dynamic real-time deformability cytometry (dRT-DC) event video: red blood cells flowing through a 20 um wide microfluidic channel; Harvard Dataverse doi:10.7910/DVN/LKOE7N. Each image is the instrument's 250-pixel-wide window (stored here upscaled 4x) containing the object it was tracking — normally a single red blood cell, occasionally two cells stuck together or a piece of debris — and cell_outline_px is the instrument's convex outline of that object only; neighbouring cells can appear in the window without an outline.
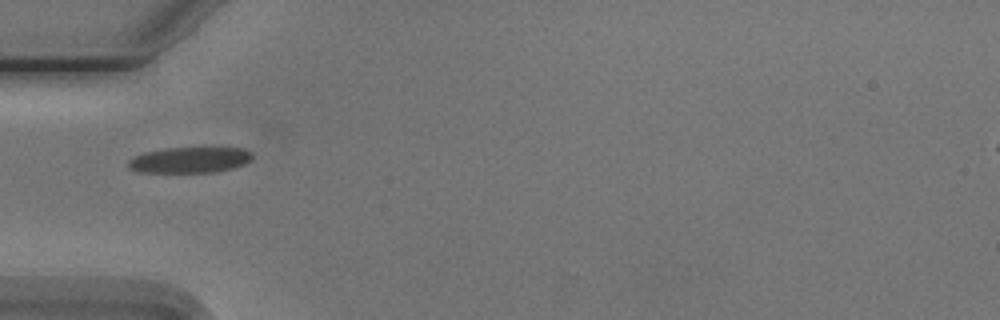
{"species": "Egyptian fruit bat (a non-hibernating species)", "species_latin": "Rousettus aegyptiacus", "temperature_condition": "cold", "stored_images_in_passage": 3, "camera_frame_rate_fps": 3000, "um_per_image_px": 0.085, "animal": {"sex": "male"}, "frame": {"image": 1, "passage_image": 1, "time_ms": 0.0, "image_size_px": [1000, 320], "cell_outline_px": [[252, 156], [244, 164], [232, 168], [216, 172], [136, 172], [128, 168], [128, 160], [144, 152], [168, 148], [244, 148], [252, 152]], "centroid_in_image_um": [16.1, 13.6], "position_along_channel_um": 68.9, "area_um2": 18.55}}
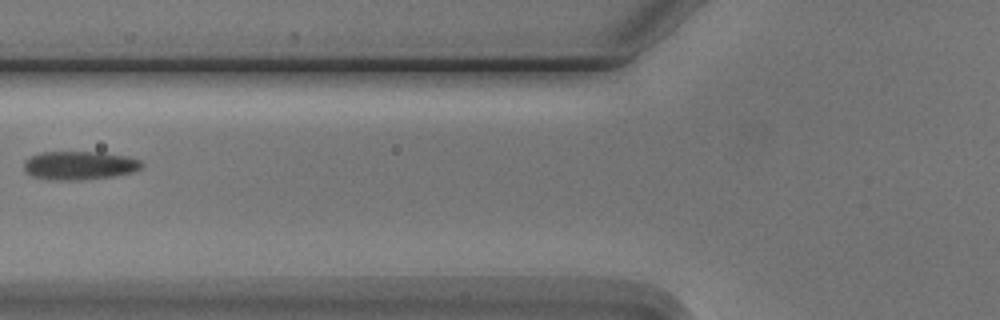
{"frame": {"image": 2, "passage_image": 2, "time_ms": 1.333, "image_size_px": [1000, 320], "cell_outline_px": [[144, 164], [140, 168], [132, 172], [112, 176], [80, 180], [56, 180], [32, 176], [24, 172], [24, 160], [40, 152], [96, 152], [128, 156], [140, 160]], "centroid_in_image_um": [6.73, 14.06], "position_along_channel_um": 119.1, "area_um2": 19.54}}
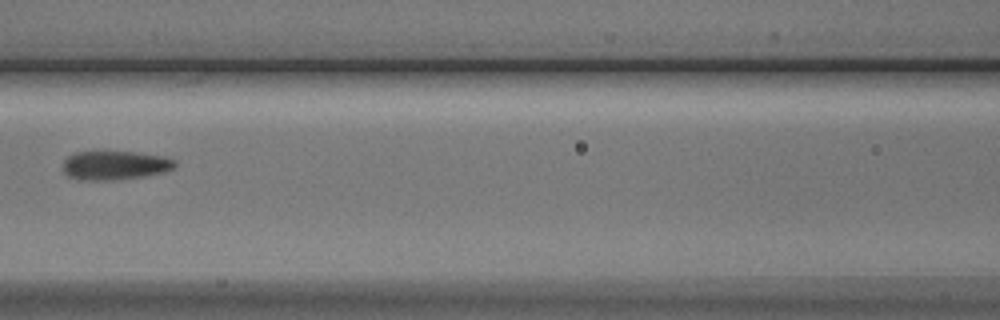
{"frame": {"image": 3, "passage_image": 3, "time_ms": 2.333, "image_size_px": [1000, 320], "cell_outline_px": [[176, 164], [172, 168], [164, 172], [144, 176], [112, 180], [80, 180], [68, 176], [64, 172], [64, 160], [68, 156], [76, 152], [132, 152], [160, 156], [176, 160]], "centroid_in_image_um": [9.74, 14.06], "position_along_channel_um": 156.9, "area_um2": 18.61}}